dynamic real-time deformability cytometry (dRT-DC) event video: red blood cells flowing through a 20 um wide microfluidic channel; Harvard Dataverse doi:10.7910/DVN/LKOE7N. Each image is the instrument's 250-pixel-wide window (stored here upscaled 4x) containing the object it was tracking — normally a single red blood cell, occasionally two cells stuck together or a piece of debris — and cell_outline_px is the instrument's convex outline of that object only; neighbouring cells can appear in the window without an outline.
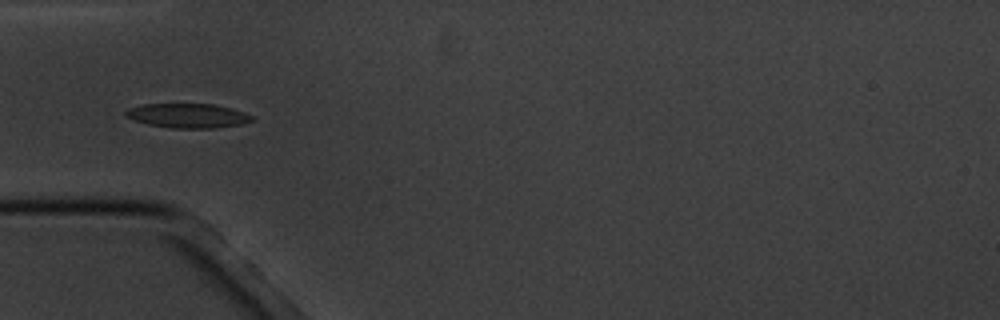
{"species": "common noctule bat (a hibernating species)", "species_latin": "Nyctalus noctula", "temperature_condition": "cold", "stored_images_in_passage": 5, "camera_frame_rate_fps": 3000, "um_per_image_px": 0.085, "animal": {"sex": "male", "body_mass_g": 20.1, "forearm_length_mm": 53.5}, "frame": {"image": 1, "passage_image": 4, "time_ms": 4.333, "image_size_px": [1000, 320], "cell_outline_px": [[256, 120], [240, 124], [212, 128], [168, 128], [148, 124], [132, 120], [124, 116], [124, 112], [128, 108], [144, 104], [212, 104], [232, 108], [244, 112], [252, 116]], "centroid_in_image_um": [15.93, 9.83], "position_along_channel_um": 69.1, "area_um2": 18.03}}
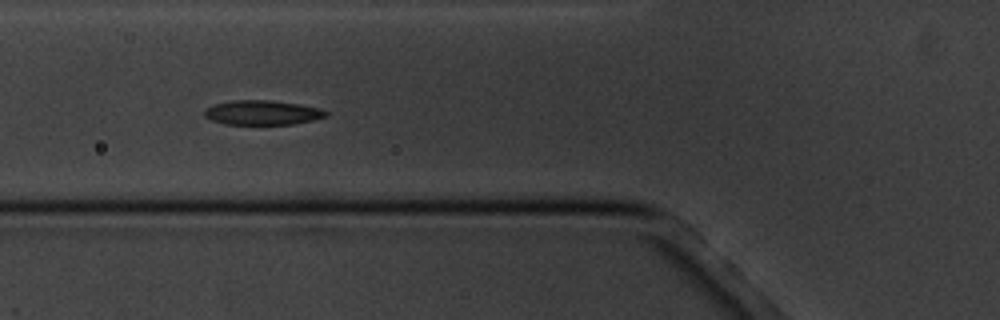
{"frame": {"image": 2, "passage_image": 5, "time_ms": 5.333, "image_size_px": [1000, 320], "cell_outline_px": [[328, 116], [312, 120], [292, 124], [224, 124], [212, 120], [204, 116], [204, 112], [208, 108], [216, 104], [236, 100], [268, 100], [300, 104], [320, 108], [328, 112]], "centroid_in_image_um": [22.34, 9.57], "position_along_channel_um": 103.5, "area_um2": 17.17}}